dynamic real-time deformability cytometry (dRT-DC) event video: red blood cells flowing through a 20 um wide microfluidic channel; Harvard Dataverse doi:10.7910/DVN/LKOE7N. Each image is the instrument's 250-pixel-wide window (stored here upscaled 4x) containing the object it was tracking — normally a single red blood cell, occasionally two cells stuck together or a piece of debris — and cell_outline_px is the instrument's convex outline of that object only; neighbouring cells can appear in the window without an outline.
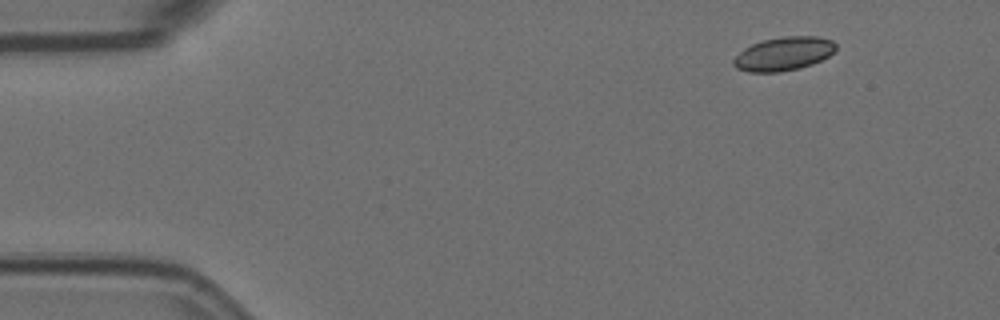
{"species": "Egyptian fruit bat (a non-hibernating species)", "species_latin": "Rousettus aegyptiacus", "temperature_condition": "room temperature", "stored_images_in_passage": 4, "segment_of_instrument_passage": [2, 2], "camera_frame_rate_fps": 3000, "um_per_image_px": 0.085, "animal": {"sex": "female"}, "frame": {"image": 1, "passage_image": 4, "time_ms": 1.0, "image_size_px": [1000, 320], "cell_outline_px": [[836, 48], [828, 56], [812, 64], [800, 68], [780, 72], [748, 72], [736, 68], [732, 64], [732, 60], [744, 48], [752, 44], [764, 40], [784, 36], [816, 36], [832, 40], [836, 44]], "centroid_in_image_um": [66.59, 4.58], "position_along_channel_um": 18.4, "area_um2": 20.0}}